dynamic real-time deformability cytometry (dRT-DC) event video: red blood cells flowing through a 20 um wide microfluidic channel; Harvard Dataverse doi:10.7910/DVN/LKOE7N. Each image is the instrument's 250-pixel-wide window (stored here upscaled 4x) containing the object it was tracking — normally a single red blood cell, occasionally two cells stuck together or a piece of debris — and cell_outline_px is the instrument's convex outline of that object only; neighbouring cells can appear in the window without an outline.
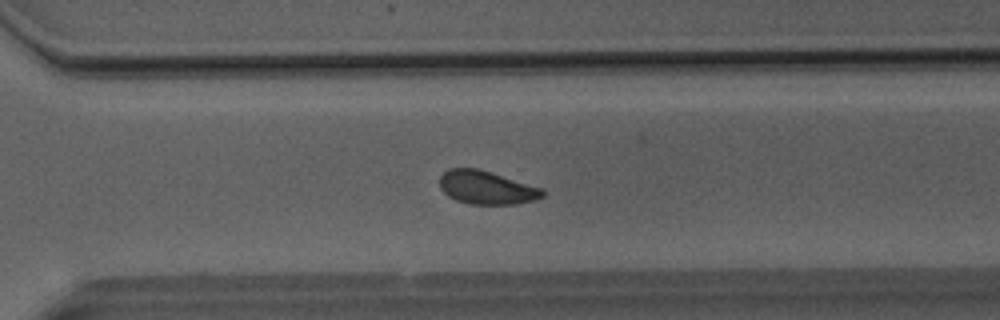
{"species": "Egyptian fruit bat (a non-hibernating species)", "species_latin": "Rousettus aegyptiacus", "temperature_condition": "room temperature", "stored_images_in_passage": 52, "camera_frame_rate_fps": 3000, "um_per_image_px": 0.085, "animal": {"sex": "male"}, "frame": {"image": 1, "passage_image": 37, "time_ms": 12.0, "image_size_px": [1000, 320], "cell_outline_px": [[544, 196], [536, 200], [516, 204], [468, 204], [456, 200], [448, 196], [440, 188], [440, 176], [448, 168], [476, 168], [492, 172], [544, 188]], "centroid_in_image_um": [41.38, 15.94], "position_along_channel_um": 329.2, "area_um2": 20.23}}
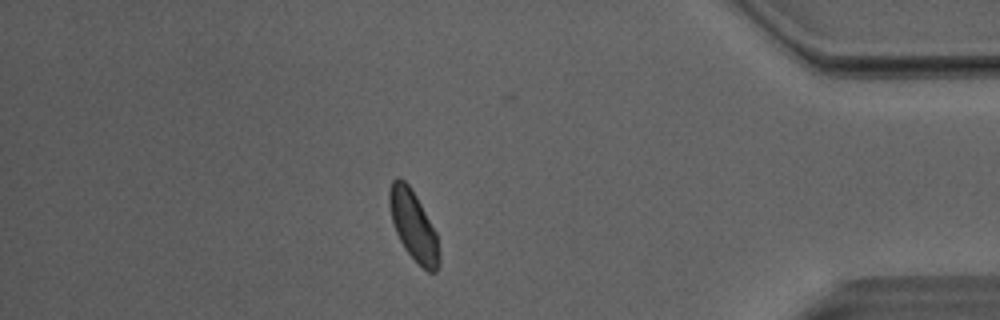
{"frame": {"image": 2, "passage_image": 45, "time_ms": 14.667, "image_size_px": [1000, 320], "cell_outline_px": [[440, 264], [436, 272], [428, 272], [404, 248], [396, 232], [392, 220], [388, 204], [388, 192], [392, 180], [396, 176], [400, 176], [408, 184], [416, 196], [436, 232], [440, 260]], "centroid_in_image_um": [35.12, 19.14], "position_along_channel_um": 400.1, "area_um2": 20.06}}
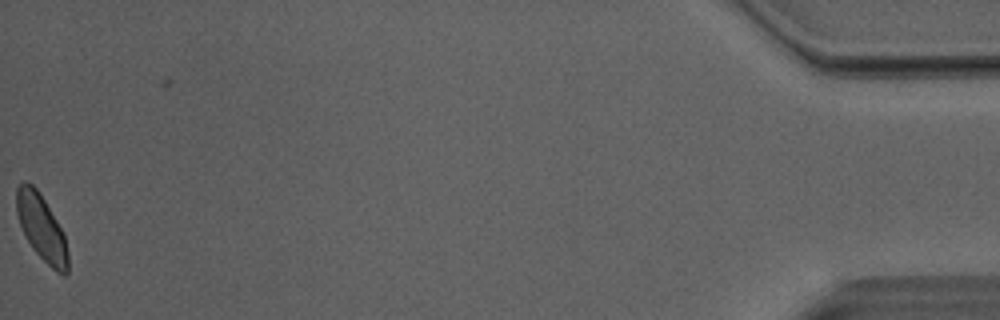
{"frame": {"image": 3, "passage_image": 52, "time_ms": 17.0, "image_size_px": [1000, 320], "cell_outline_px": [[68, 272], [64, 276], [56, 272], [32, 248], [20, 224], [16, 212], [16, 188], [24, 180], [28, 180], [36, 188], [44, 200], [64, 232], [68, 252]], "centroid_in_image_um": [3.54, 19.35], "position_along_channel_um": 431.7, "area_um2": 19.71}, "authors_computed_cell_mechanics": {"area_um2": 20.808, "velocity_mm_per_s": 4.04, "shape_relaxation_time_tau1_ms": 4.3331, "shape_relaxation_time_tau2_ms": 1.3118, "deformation_change_tau1": 0.0879, "deformation_change_tau2": 0.065}}